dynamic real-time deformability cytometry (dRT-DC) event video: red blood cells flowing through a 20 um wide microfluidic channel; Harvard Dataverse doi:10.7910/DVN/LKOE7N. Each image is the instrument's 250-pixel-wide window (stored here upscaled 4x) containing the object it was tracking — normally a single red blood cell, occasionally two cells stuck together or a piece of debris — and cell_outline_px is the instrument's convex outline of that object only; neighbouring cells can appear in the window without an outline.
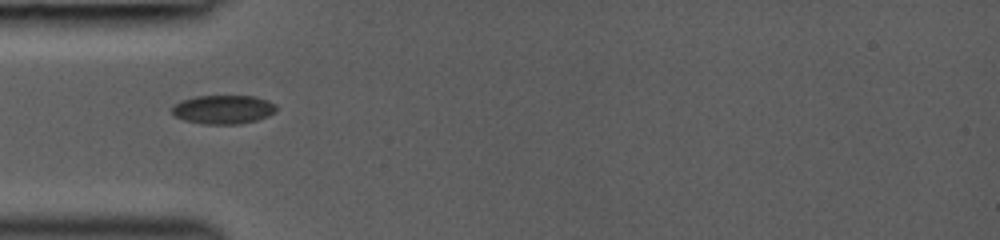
{"species": "common noctule bat (a hibernating species)", "species_latin": "Nyctalus noctula", "temperature_condition": "room temperature", "stored_images_in_passage": 62, "camera_frame_rate_fps": 3000, "um_per_image_px": 0.085, "animal": {"sex": "female", "body_mass_g": 19.0, "forearm_length_mm": 53.3}, "frame": {"image": 1, "passage_image": 1, "time_ms": 0.0, "image_size_px": [1000, 240], "cell_outline_px": [[276, 112], [268, 116], [256, 120], [240, 124], [200, 124], [184, 120], [176, 116], [172, 112], [172, 108], [180, 100], [196, 96], [256, 96], [268, 100], [276, 104]], "centroid_in_image_um": [19.0, 9.3], "position_along_channel_um": 66.0, "area_um2": 17.63}}
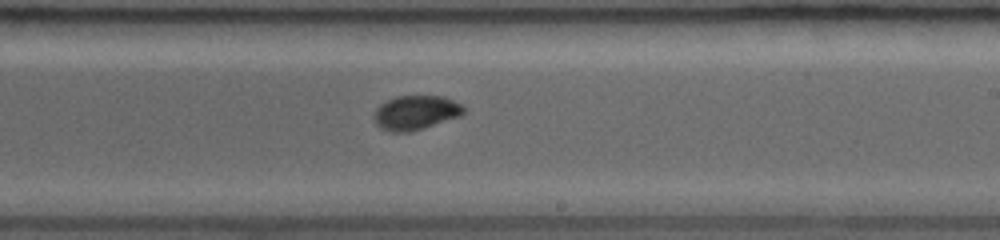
{"frame": {"image": 2, "passage_image": 35, "time_ms": 4.333, "image_size_px": [1000, 240], "cell_outline_px": [[464, 112], [460, 116], [424, 128], [408, 132], [388, 132], [380, 128], [376, 124], [376, 108], [380, 104], [396, 96], [444, 96], [460, 104], [464, 108]], "centroid_in_image_um": [35.33, 9.58], "position_along_channel_um": 253.7, "area_um2": 17.74}}
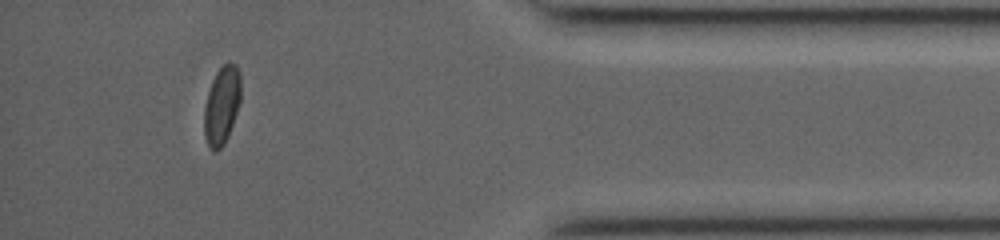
{"frame": {"image": 3, "passage_image": 56, "time_ms": 8.667, "image_size_px": [1000, 240], "cell_outline_px": [[240, 104], [228, 136], [224, 144], [216, 152], [208, 144], [204, 136], [204, 108], [208, 92], [212, 80], [216, 72], [228, 60], [236, 64], [240, 72]], "centroid_in_image_um": [18.86, 8.92], "position_along_channel_um": 416.3, "area_um2": 16.76}}